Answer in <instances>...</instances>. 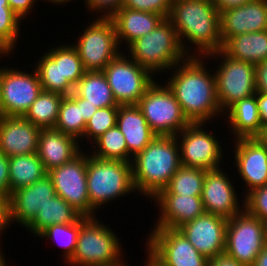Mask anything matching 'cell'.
<instances>
[{"label": "cell", "mask_w": 267, "mask_h": 266, "mask_svg": "<svg viewBox=\"0 0 267 266\" xmlns=\"http://www.w3.org/2000/svg\"><path fill=\"white\" fill-rule=\"evenodd\" d=\"M202 59L204 57L188 56L176 64L166 85L190 123L206 124L224 114L217 98L216 76Z\"/></svg>", "instance_id": "6da1fadb"}, {"label": "cell", "mask_w": 267, "mask_h": 266, "mask_svg": "<svg viewBox=\"0 0 267 266\" xmlns=\"http://www.w3.org/2000/svg\"><path fill=\"white\" fill-rule=\"evenodd\" d=\"M168 19L188 56L205 57L222 49L220 11L212 0H172ZM185 41L198 53L191 52Z\"/></svg>", "instance_id": "7a4b0ae2"}, {"label": "cell", "mask_w": 267, "mask_h": 266, "mask_svg": "<svg viewBox=\"0 0 267 266\" xmlns=\"http://www.w3.org/2000/svg\"><path fill=\"white\" fill-rule=\"evenodd\" d=\"M181 166L180 148L175 136H156L132 160L136 192L154 199L167 186Z\"/></svg>", "instance_id": "3957f363"}, {"label": "cell", "mask_w": 267, "mask_h": 266, "mask_svg": "<svg viewBox=\"0 0 267 266\" xmlns=\"http://www.w3.org/2000/svg\"><path fill=\"white\" fill-rule=\"evenodd\" d=\"M128 55L152 75L165 73L188 55L182 49L172 22L165 18L153 31L128 46Z\"/></svg>", "instance_id": "277c9868"}, {"label": "cell", "mask_w": 267, "mask_h": 266, "mask_svg": "<svg viewBox=\"0 0 267 266\" xmlns=\"http://www.w3.org/2000/svg\"><path fill=\"white\" fill-rule=\"evenodd\" d=\"M87 188L89 202L94 210L136 192L132 163L102 160L87 153Z\"/></svg>", "instance_id": "5b68a950"}, {"label": "cell", "mask_w": 267, "mask_h": 266, "mask_svg": "<svg viewBox=\"0 0 267 266\" xmlns=\"http://www.w3.org/2000/svg\"><path fill=\"white\" fill-rule=\"evenodd\" d=\"M90 217L81 227L71 266H118L125 261L120 239L109 225ZM120 242V243H119Z\"/></svg>", "instance_id": "8992f818"}, {"label": "cell", "mask_w": 267, "mask_h": 266, "mask_svg": "<svg viewBox=\"0 0 267 266\" xmlns=\"http://www.w3.org/2000/svg\"><path fill=\"white\" fill-rule=\"evenodd\" d=\"M156 136H176L190 122L166 83L153 82L137 103Z\"/></svg>", "instance_id": "52a82bcc"}, {"label": "cell", "mask_w": 267, "mask_h": 266, "mask_svg": "<svg viewBox=\"0 0 267 266\" xmlns=\"http://www.w3.org/2000/svg\"><path fill=\"white\" fill-rule=\"evenodd\" d=\"M209 56V58H208ZM220 58V64L212 70L216 76L217 98L224 113L238 100L256 94L255 64L236 60L222 50L211 53L204 59Z\"/></svg>", "instance_id": "ba28073f"}, {"label": "cell", "mask_w": 267, "mask_h": 266, "mask_svg": "<svg viewBox=\"0 0 267 266\" xmlns=\"http://www.w3.org/2000/svg\"><path fill=\"white\" fill-rule=\"evenodd\" d=\"M87 26L72 46L86 71H103L121 53L114 22L97 18Z\"/></svg>", "instance_id": "9c48e42d"}, {"label": "cell", "mask_w": 267, "mask_h": 266, "mask_svg": "<svg viewBox=\"0 0 267 266\" xmlns=\"http://www.w3.org/2000/svg\"><path fill=\"white\" fill-rule=\"evenodd\" d=\"M149 234L146 256L157 266H207L208 259L179 230L153 228Z\"/></svg>", "instance_id": "30bf717a"}, {"label": "cell", "mask_w": 267, "mask_h": 266, "mask_svg": "<svg viewBox=\"0 0 267 266\" xmlns=\"http://www.w3.org/2000/svg\"><path fill=\"white\" fill-rule=\"evenodd\" d=\"M265 222L243 209L228 220L224 254L245 266H253L265 248Z\"/></svg>", "instance_id": "8fae6325"}, {"label": "cell", "mask_w": 267, "mask_h": 266, "mask_svg": "<svg viewBox=\"0 0 267 266\" xmlns=\"http://www.w3.org/2000/svg\"><path fill=\"white\" fill-rule=\"evenodd\" d=\"M120 53L103 70L119 106L137 105L154 76L136 63L129 55Z\"/></svg>", "instance_id": "7c38bea8"}, {"label": "cell", "mask_w": 267, "mask_h": 266, "mask_svg": "<svg viewBox=\"0 0 267 266\" xmlns=\"http://www.w3.org/2000/svg\"><path fill=\"white\" fill-rule=\"evenodd\" d=\"M55 193L82 216L96 217L89 202L87 188V154L81 152L73 160L48 171Z\"/></svg>", "instance_id": "4fadbf2b"}, {"label": "cell", "mask_w": 267, "mask_h": 266, "mask_svg": "<svg viewBox=\"0 0 267 266\" xmlns=\"http://www.w3.org/2000/svg\"><path fill=\"white\" fill-rule=\"evenodd\" d=\"M205 126V123H190L175 136L180 148L181 165L207 171L221 167L219 164L222 163L224 151L214 133L205 131Z\"/></svg>", "instance_id": "5bb4252c"}, {"label": "cell", "mask_w": 267, "mask_h": 266, "mask_svg": "<svg viewBox=\"0 0 267 266\" xmlns=\"http://www.w3.org/2000/svg\"><path fill=\"white\" fill-rule=\"evenodd\" d=\"M42 92L37 71L32 73L3 67L0 116H24Z\"/></svg>", "instance_id": "9a60e30c"}, {"label": "cell", "mask_w": 267, "mask_h": 266, "mask_svg": "<svg viewBox=\"0 0 267 266\" xmlns=\"http://www.w3.org/2000/svg\"><path fill=\"white\" fill-rule=\"evenodd\" d=\"M227 223L223 217L204 213L177 230L209 260L224 254Z\"/></svg>", "instance_id": "2e32d148"}, {"label": "cell", "mask_w": 267, "mask_h": 266, "mask_svg": "<svg viewBox=\"0 0 267 266\" xmlns=\"http://www.w3.org/2000/svg\"><path fill=\"white\" fill-rule=\"evenodd\" d=\"M230 180L222 168L206 171L201 195L205 213L229 220L244 209Z\"/></svg>", "instance_id": "e0dca14e"}, {"label": "cell", "mask_w": 267, "mask_h": 266, "mask_svg": "<svg viewBox=\"0 0 267 266\" xmlns=\"http://www.w3.org/2000/svg\"><path fill=\"white\" fill-rule=\"evenodd\" d=\"M56 195L51 177L46 174L33 184L11 192L8 198L10 224L19 223L27 228L49 198Z\"/></svg>", "instance_id": "ac0fdd59"}, {"label": "cell", "mask_w": 267, "mask_h": 266, "mask_svg": "<svg viewBox=\"0 0 267 266\" xmlns=\"http://www.w3.org/2000/svg\"><path fill=\"white\" fill-rule=\"evenodd\" d=\"M236 170L250 191L267 185V148L257 138H233Z\"/></svg>", "instance_id": "d6986e66"}, {"label": "cell", "mask_w": 267, "mask_h": 266, "mask_svg": "<svg viewBox=\"0 0 267 266\" xmlns=\"http://www.w3.org/2000/svg\"><path fill=\"white\" fill-rule=\"evenodd\" d=\"M222 42L237 35L267 30V0H251L220 11Z\"/></svg>", "instance_id": "ffe728a7"}, {"label": "cell", "mask_w": 267, "mask_h": 266, "mask_svg": "<svg viewBox=\"0 0 267 266\" xmlns=\"http://www.w3.org/2000/svg\"><path fill=\"white\" fill-rule=\"evenodd\" d=\"M40 131L22 116H0V153L8 157L37 153Z\"/></svg>", "instance_id": "44dd1931"}, {"label": "cell", "mask_w": 267, "mask_h": 266, "mask_svg": "<svg viewBox=\"0 0 267 266\" xmlns=\"http://www.w3.org/2000/svg\"><path fill=\"white\" fill-rule=\"evenodd\" d=\"M153 200L160 206L154 228L178 229L205 213L201 196L158 194Z\"/></svg>", "instance_id": "7402d4cb"}, {"label": "cell", "mask_w": 267, "mask_h": 266, "mask_svg": "<svg viewBox=\"0 0 267 266\" xmlns=\"http://www.w3.org/2000/svg\"><path fill=\"white\" fill-rule=\"evenodd\" d=\"M79 141L55 128L41 129L38 137V157L48 172L78 156L82 152Z\"/></svg>", "instance_id": "603a6c76"}, {"label": "cell", "mask_w": 267, "mask_h": 266, "mask_svg": "<svg viewBox=\"0 0 267 266\" xmlns=\"http://www.w3.org/2000/svg\"><path fill=\"white\" fill-rule=\"evenodd\" d=\"M116 125L125 137L128 163L156 137L137 105L119 106Z\"/></svg>", "instance_id": "cb8c5ba5"}, {"label": "cell", "mask_w": 267, "mask_h": 266, "mask_svg": "<svg viewBox=\"0 0 267 266\" xmlns=\"http://www.w3.org/2000/svg\"><path fill=\"white\" fill-rule=\"evenodd\" d=\"M164 19L165 17L160 14L132 10L126 7L120 8L111 17L118 43L119 45H122L123 42L127 43L126 49L137 38L153 31Z\"/></svg>", "instance_id": "d4e9b609"}, {"label": "cell", "mask_w": 267, "mask_h": 266, "mask_svg": "<svg viewBox=\"0 0 267 266\" xmlns=\"http://www.w3.org/2000/svg\"><path fill=\"white\" fill-rule=\"evenodd\" d=\"M223 116L228 119L227 125L230 126V133L233 132L231 135L235 136V139L256 138L262 130L256 94L238 100Z\"/></svg>", "instance_id": "484cf974"}, {"label": "cell", "mask_w": 267, "mask_h": 266, "mask_svg": "<svg viewBox=\"0 0 267 266\" xmlns=\"http://www.w3.org/2000/svg\"><path fill=\"white\" fill-rule=\"evenodd\" d=\"M221 50L233 59L256 65L267 60V30L228 38Z\"/></svg>", "instance_id": "4316f807"}, {"label": "cell", "mask_w": 267, "mask_h": 266, "mask_svg": "<svg viewBox=\"0 0 267 266\" xmlns=\"http://www.w3.org/2000/svg\"><path fill=\"white\" fill-rule=\"evenodd\" d=\"M82 215L69 205L60 196L55 195L49 198L41 209L34 221L26 228L30 233L38 236L48 227L56 224H68L76 222Z\"/></svg>", "instance_id": "83f0119b"}, {"label": "cell", "mask_w": 267, "mask_h": 266, "mask_svg": "<svg viewBox=\"0 0 267 266\" xmlns=\"http://www.w3.org/2000/svg\"><path fill=\"white\" fill-rule=\"evenodd\" d=\"M74 92L98 109L119 106L103 71H86L75 86Z\"/></svg>", "instance_id": "f1b7e54d"}, {"label": "cell", "mask_w": 267, "mask_h": 266, "mask_svg": "<svg viewBox=\"0 0 267 266\" xmlns=\"http://www.w3.org/2000/svg\"><path fill=\"white\" fill-rule=\"evenodd\" d=\"M48 172L37 153L9 157V183L11 192L29 186Z\"/></svg>", "instance_id": "f546056e"}, {"label": "cell", "mask_w": 267, "mask_h": 266, "mask_svg": "<svg viewBox=\"0 0 267 266\" xmlns=\"http://www.w3.org/2000/svg\"><path fill=\"white\" fill-rule=\"evenodd\" d=\"M63 97L62 94L42 90L23 117L40 129L54 128Z\"/></svg>", "instance_id": "4dcf8cb0"}, {"label": "cell", "mask_w": 267, "mask_h": 266, "mask_svg": "<svg viewBox=\"0 0 267 266\" xmlns=\"http://www.w3.org/2000/svg\"><path fill=\"white\" fill-rule=\"evenodd\" d=\"M206 171L181 165L169 181L168 186L159 194L201 196Z\"/></svg>", "instance_id": "1f68e13d"}, {"label": "cell", "mask_w": 267, "mask_h": 266, "mask_svg": "<svg viewBox=\"0 0 267 266\" xmlns=\"http://www.w3.org/2000/svg\"><path fill=\"white\" fill-rule=\"evenodd\" d=\"M93 151L90 153L93 157L102 160H113L128 162V149L123 133L116 126L108 129L104 134L98 137L94 142Z\"/></svg>", "instance_id": "d6a6232c"}, {"label": "cell", "mask_w": 267, "mask_h": 266, "mask_svg": "<svg viewBox=\"0 0 267 266\" xmlns=\"http://www.w3.org/2000/svg\"><path fill=\"white\" fill-rule=\"evenodd\" d=\"M85 126L86 122L82 117L81 105H77V102L70 95L64 96L60 103L54 128L79 141L83 139Z\"/></svg>", "instance_id": "836d02e7"}, {"label": "cell", "mask_w": 267, "mask_h": 266, "mask_svg": "<svg viewBox=\"0 0 267 266\" xmlns=\"http://www.w3.org/2000/svg\"><path fill=\"white\" fill-rule=\"evenodd\" d=\"M43 54L35 65L42 90L62 94L60 45Z\"/></svg>", "instance_id": "e575fe53"}, {"label": "cell", "mask_w": 267, "mask_h": 266, "mask_svg": "<svg viewBox=\"0 0 267 266\" xmlns=\"http://www.w3.org/2000/svg\"><path fill=\"white\" fill-rule=\"evenodd\" d=\"M60 71L62 95H70L75 91V86L86 72L72 44L64 43L60 46Z\"/></svg>", "instance_id": "d590c367"}, {"label": "cell", "mask_w": 267, "mask_h": 266, "mask_svg": "<svg viewBox=\"0 0 267 266\" xmlns=\"http://www.w3.org/2000/svg\"><path fill=\"white\" fill-rule=\"evenodd\" d=\"M90 217L81 216L76 222L68 224H56L46 228L38 237L53 239L63 248L64 262H68L74 255L77 246V237L80 231V227Z\"/></svg>", "instance_id": "8d00e7d4"}, {"label": "cell", "mask_w": 267, "mask_h": 266, "mask_svg": "<svg viewBox=\"0 0 267 266\" xmlns=\"http://www.w3.org/2000/svg\"><path fill=\"white\" fill-rule=\"evenodd\" d=\"M22 20L9 6L0 7V52H11L16 48L21 32Z\"/></svg>", "instance_id": "74e56055"}, {"label": "cell", "mask_w": 267, "mask_h": 266, "mask_svg": "<svg viewBox=\"0 0 267 266\" xmlns=\"http://www.w3.org/2000/svg\"><path fill=\"white\" fill-rule=\"evenodd\" d=\"M119 106H110L97 109L89 121L86 122L84 139L94 142L108 129L116 126Z\"/></svg>", "instance_id": "f35d334b"}, {"label": "cell", "mask_w": 267, "mask_h": 266, "mask_svg": "<svg viewBox=\"0 0 267 266\" xmlns=\"http://www.w3.org/2000/svg\"><path fill=\"white\" fill-rule=\"evenodd\" d=\"M244 197V198H243ZM241 202L244 209L262 222H267V185L258 187L245 196Z\"/></svg>", "instance_id": "ab89813d"}, {"label": "cell", "mask_w": 267, "mask_h": 266, "mask_svg": "<svg viewBox=\"0 0 267 266\" xmlns=\"http://www.w3.org/2000/svg\"><path fill=\"white\" fill-rule=\"evenodd\" d=\"M172 0H123L122 7L132 10L156 13L168 18Z\"/></svg>", "instance_id": "60d3db41"}, {"label": "cell", "mask_w": 267, "mask_h": 266, "mask_svg": "<svg viewBox=\"0 0 267 266\" xmlns=\"http://www.w3.org/2000/svg\"><path fill=\"white\" fill-rule=\"evenodd\" d=\"M122 1L123 0H85L84 4H86V9L91 12L101 14L98 18H111L122 8Z\"/></svg>", "instance_id": "b9f144b4"}, {"label": "cell", "mask_w": 267, "mask_h": 266, "mask_svg": "<svg viewBox=\"0 0 267 266\" xmlns=\"http://www.w3.org/2000/svg\"><path fill=\"white\" fill-rule=\"evenodd\" d=\"M10 196L9 157L0 153V197Z\"/></svg>", "instance_id": "7bdbcfd3"}, {"label": "cell", "mask_w": 267, "mask_h": 266, "mask_svg": "<svg viewBox=\"0 0 267 266\" xmlns=\"http://www.w3.org/2000/svg\"><path fill=\"white\" fill-rule=\"evenodd\" d=\"M36 1L37 0H8V4L21 20H25L26 17H29L28 15L31 13L30 11L33 10V7H35Z\"/></svg>", "instance_id": "ee69618b"}, {"label": "cell", "mask_w": 267, "mask_h": 266, "mask_svg": "<svg viewBox=\"0 0 267 266\" xmlns=\"http://www.w3.org/2000/svg\"><path fill=\"white\" fill-rule=\"evenodd\" d=\"M256 92L267 94V60L255 65Z\"/></svg>", "instance_id": "f6af8a7d"}, {"label": "cell", "mask_w": 267, "mask_h": 266, "mask_svg": "<svg viewBox=\"0 0 267 266\" xmlns=\"http://www.w3.org/2000/svg\"><path fill=\"white\" fill-rule=\"evenodd\" d=\"M70 96L77 102V105H81V112L84 121H89L98 108L95 105L88 103V100L80 98L75 92L71 93Z\"/></svg>", "instance_id": "bcb514c9"}, {"label": "cell", "mask_w": 267, "mask_h": 266, "mask_svg": "<svg viewBox=\"0 0 267 266\" xmlns=\"http://www.w3.org/2000/svg\"><path fill=\"white\" fill-rule=\"evenodd\" d=\"M10 216H9V204L8 199L0 197V235L2 232L10 226ZM1 248V244H0Z\"/></svg>", "instance_id": "7dc6e473"}, {"label": "cell", "mask_w": 267, "mask_h": 266, "mask_svg": "<svg viewBox=\"0 0 267 266\" xmlns=\"http://www.w3.org/2000/svg\"><path fill=\"white\" fill-rule=\"evenodd\" d=\"M207 266H245L239 263L237 260L227 256L226 254H221L215 258L209 259Z\"/></svg>", "instance_id": "c3c4849f"}, {"label": "cell", "mask_w": 267, "mask_h": 266, "mask_svg": "<svg viewBox=\"0 0 267 266\" xmlns=\"http://www.w3.org/2000/svg\"><path fill=\"white\" fill-rule=\"evenodd\" d=\"M256 100L262 126L267 124V94L256 92Z\"/></svg>", "instance_id": "681fc988"}, {"label": "cell", "mask_w": 267, "mask_h": 266, "mask_svg": "<svg viewBox=\"0 0 267 266\" xmlns=\"http://www.w3.org/2000/svg\"><path fill=\"white\" fill-rule=\"evenodd\" d=\"M249 1L251 0H212L219 11L225 10L230 7L240 6Z\"/></svg>", "instance_id": "f907efd6"}, {"label": "cell", "mask_w": 267, "mask_h": 266, "mask_svg": "<svg viewBox=\"0 0 267 266\" xmlns=\"http://www.w3.org/2000/svg\"><path fill=\"white\" fill-rule=\"evenodd\" d=\"M253 266H267V248L258 254Z\"/></svg>", "instance_id": "816d5d0a"}, {"label": "cell", "mask_w": 267, "mask_h": 266, "mask_svg": "<svg viewBox=\"0 0 267 266\" xmlns=\"http://www.w3.org/2000/svg\"><path fill=\"white\" fill-rule=\"evenodd\" d=\"M256 138L267 148V124L262 126V130Z\"/></svg>", "instance_id": "f5cc1de1"}, {"label": "cell", "mask_w": 267, "mask_h": 266, "mask_svg": "<svg viewBox=\"0 0 267 266\" xmlns=\"http://www.w3.org/2000/svg\"><path fill=\"white\" fill-rule=\"evenodd\" d=\"M44 1V0H43ZM45 1H48L49 3L51 2L52 4H63V5H66V3L68 2L69 4V1L71 2V0H45ZM74 1V0H73Z\"/></svg>", "instance_id": "db71d44e"}, {"label": "cell", "mask_w": 267, "mask_h": 266, "mask_svg": "<svg viewBox=\"0 0 267 266\" xmlns=\"http://www.w3.org/2000/svg\"><path fill=\"white\" fill-rule=\"evenodd\" d=\"M3 56H8V54L10 55V53L9 52H0V57H3ZM2 71H3V67L2 66H0V101H1V75H2Z\"/></svg>", "instance_id": "11a10c76"}, {"label": "cell", "mask_w": 267, "mask_h": 266, "mask_svg": "<svg viewBox=\"0 0 267 266\" xmlns=\"http://www.w3.org/2000/svg\"><path fill=\"white\" fill-rule=\"evenodd\" d=\"M6 260L3 256V252H2V247L0 248V266H7L8 264H6Z\"/></svg>", "instance_id": "9f6ffc18"}, {"label": "cell", "mask_w": 267, "mask_h": 266, "mask_svg": "<svg viewBox=\"0 0 267 266\" xmlns=\"http://www.w3.org/2000/svg\"><path fill=\"white\" fill-rule=\"evenodd\" d=\"M145 260V265L144 266H157L149 257H146Z\"/></svg>", "instance_id": "6f0895ef"}, {"label": "cell", "mask_w": 267, "mask_h": 266, "mask_svg": "<svg viewBox=\"0 0 267 266\" xmlns=\"http://www.w3.org/2000/svg\"><path fill=\"white\" fill-rule=\"evenodd\" d=\"M264 241H265V248H267V222L265 223V236H264Z\"/></svg>", "instance_id": "680465c9"}, {"label": "cell", "mask_w": 267, "mask_h": 266, "mask_svg": "<svg viewBox=\"0 0 267 266\" xmlns=\"http://www.w3.org/2000/svg\"><path fill=\"white\" fill-rule=\"evenodd\" d=\"M1 6H9L8 0H0V7Z\"/></svg>", "instance_id": "91938a15"}, {"label": "cell", "mask_w": 267, "mask_h": 266, "mask_svg": "<svg viewBox=\"0 0 267 266\" xmlns=\"http://www.w3.org/2000/svg\"><path fill=\"white\" fill-rule=\"evenodd\" d=\"M118 266H129V265H127V263H122V264H120Z\"/></svg>", "instance_id": "94428289"}]
</instances>
